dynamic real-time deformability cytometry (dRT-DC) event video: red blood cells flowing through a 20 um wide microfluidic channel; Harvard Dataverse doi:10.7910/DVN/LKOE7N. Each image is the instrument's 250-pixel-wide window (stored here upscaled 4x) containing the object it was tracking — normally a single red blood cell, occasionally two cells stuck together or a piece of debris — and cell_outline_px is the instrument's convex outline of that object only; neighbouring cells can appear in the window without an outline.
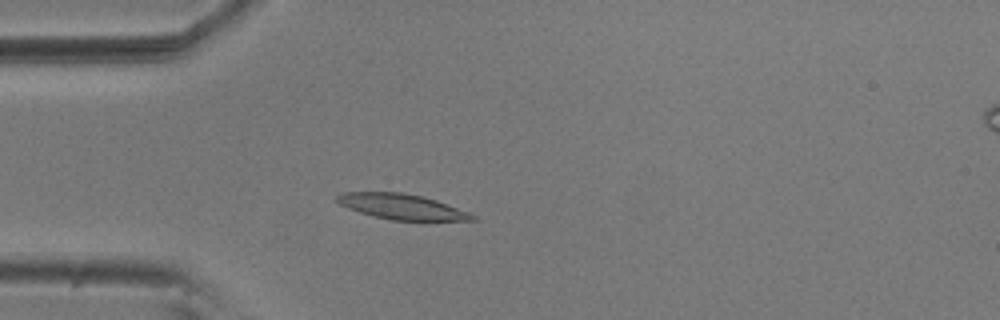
{"species": "common noctule bat (a hibernating species)", "species_latin": "Nyctalus noctula", "temperature_condition": "room temperature", "stored_images_in_passage": 43, "camera_frame_rate_fps": 3000, "um_per_image_px": 0.085, "animal": {"sex": "male", "body_mass_g": 20.5, "forearm_length_mm": 52.5}, "frame": {"image": 1, "passage_image": 14, "time_ms": 4.333, "image_size_px": [1000, 320], "cell_outline_px": [[480, 220], [392, 220], [360, 212], [348, 208], [340, 204], [336, 200], [336, 196], [344, 192], [404, 192], [436, 200], [468, 212], [476, 216]], "centroid_in_image_um": [34.15, 17.56], "position_along_channel_um": 50.8, "area_um2": 19.71}}
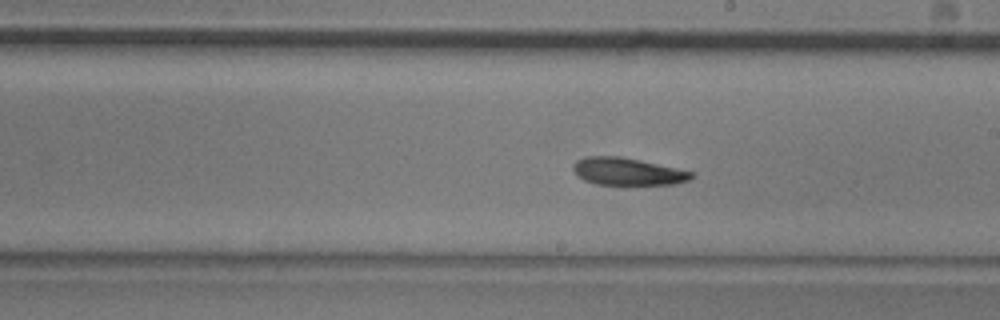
{"frame": {"image": 2, "passage_image": 30, "time_ms": 9.667, "image_size_px": [1000, 320], "cell_outline_px": [[696, 176], [688, 180], [672, 184], [596, 184], [584, 180], [572, 168], [572, 164], [576, 160], [584, 156], [620, 156], [640, 160], [692, 172]], "centroid_in_image_um": [53.31, 14.56], "position_along_channel_um": 235.7, "area_um2": 18.61}}
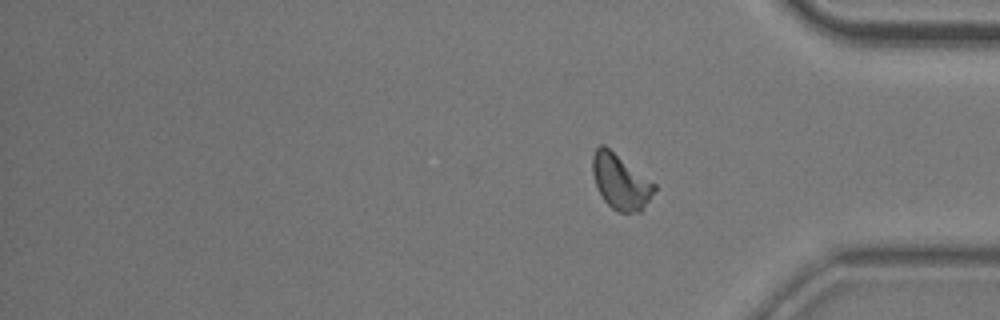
{"frame": {"image": 3, "passage_image": 43, "time_ms": 14.0, "image_size_px": [1000, 320], "cell_outline_px": [[656, 188], [644, 208], [640, 212], [616, 212], [604, 200], [596, 184], [592, 172], [592, 156], [596, 148], [600, 144], [604, 144], [656, 184]], "centroid_in_image_um": [52.74, 15.44], "position_along_channel_um": 382.5, "area_um2": 19.71}, "authors_computed_cell_mechanics": {"area_um2": 19.7676, "velocity_mm_per_s": 3.6383, "shape_relaxation_time_tau1_ms": 4.361, "shape_relaxation_time_tau2_ms": 5.5058, "deformation_change_tau1": 0.1269, "deformation_change_tau2": 0.094}}